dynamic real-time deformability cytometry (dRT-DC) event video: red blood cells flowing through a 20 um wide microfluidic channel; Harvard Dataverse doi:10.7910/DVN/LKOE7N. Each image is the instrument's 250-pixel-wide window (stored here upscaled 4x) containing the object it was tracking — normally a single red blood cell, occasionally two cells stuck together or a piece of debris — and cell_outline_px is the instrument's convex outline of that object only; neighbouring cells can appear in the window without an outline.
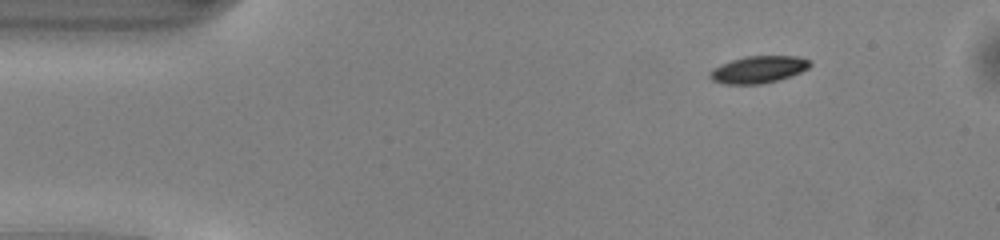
{"species": "common noctule bat (a hibernating species)", "species_latin": "Nyctalus noctula", "temperature_condition": "warm", "stored_images_in_passage": 44, "camera_frame_rate_fps": 3000, "um_per_image_px": 0.085, "animal": {"sex": "male", "body_mass_g": 13.0, "forearm_length_mm": 53.1}, "frame": {"image": 1, "passage_image": 1, "time_ms": 0.0, "image_size_px": [1000, 240], "cell_outline_px": [[808, 68], [800, 72], [776, 80], [756, 84], [728, 84], [712, 80], [712, 72], [716, 68], [732, 60], [748, 56], [796, 56], [808, 60]], "centroid_in_image_um": [64.49, 5.9], "position_along_channel_um": 20.5, "area_um2": 14.97}}
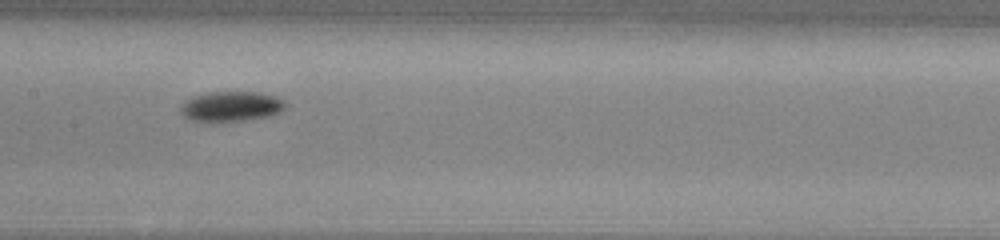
{"frame": {"image": 2, "passage_image": 19, "time_ms": 6.0, "image_size_px": [1000, 240], "cell_outline_px": [[284, 108], [268, 116], [240, 120], [192, 120], [184, 116], [180, 108], [188, 100], [196, 96], [212, 92], [252, 92], [272, 96], [280, 100], [284, 104]], "centroid_in_image_um": [19.62, 9.03], "position_along_channel_um": 187.8, "area_um2": 17.17}}
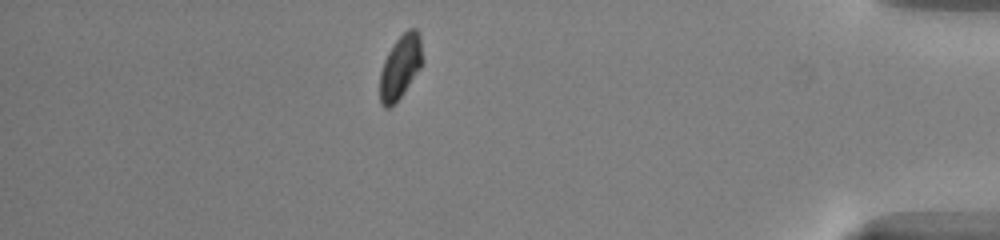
{"frame": {"image": 3, "passage_image": 38, "time_ms": 12.333, "image_size_px": [1000, 240], "cell_outline_px": [[424, 60], [420, 68], [404, 92], [388, 108], [384, 108], [380, 104], [380, 72], [384, 60], [388, 52], [396, 40], [408, 28], [416, 28], [420, 32]], "centroid_in_image_um": [34.05, 5.64], "position_along_channel_um": 401.1, "area_um2": 15.9}, "authors_computed_cell_mechanics": {"area_um2": 15.9528, "velocity_mm_per_s": 4.1171, "shape_relaxation_time_tau1_ms": 1.5775, "shape_relaxation_time_tau2_ms": null, "deformation_change_tau1": 0.084, "deformation_change_tau2": null}}